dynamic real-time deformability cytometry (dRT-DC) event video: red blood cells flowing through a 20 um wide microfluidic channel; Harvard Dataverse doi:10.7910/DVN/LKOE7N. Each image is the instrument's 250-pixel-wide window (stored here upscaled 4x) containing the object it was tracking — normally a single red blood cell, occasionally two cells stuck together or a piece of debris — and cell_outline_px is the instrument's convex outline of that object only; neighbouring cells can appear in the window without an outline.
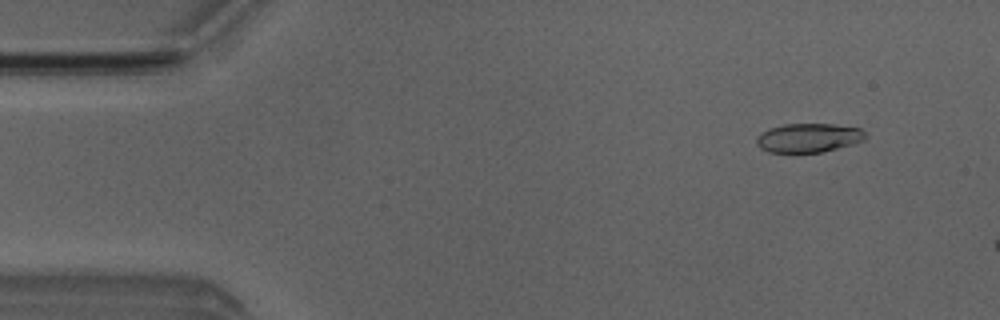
{"species": "Egyptian fruit bat (a non-hibernating species)", "species_latin": "Rousettus aegyptiacus", "temperature_condition": "room temperature", "stored_images_in_passage": 4, "camera_frame_rate_fps": 3000, "um_per_image_px": 0.085, "animal": {"sex": "male"}, "frame": {"image": 1, "passage_image": 2, "time_ms": 1.333, "image_size_px": [1000, 320], "cell_outline_px": [[868, 136], [864, 140], [852, 144], [820, 152], [768, 152], [760, 148], [756, 144], [756, 136], [760, 132], [768, 128], [784, 124], [836, 124], [860, 128]], "centroid_in_image_um": [68.69, 11.7], "position_along_channel_um": 16.3, "area_um2": 18.5}}